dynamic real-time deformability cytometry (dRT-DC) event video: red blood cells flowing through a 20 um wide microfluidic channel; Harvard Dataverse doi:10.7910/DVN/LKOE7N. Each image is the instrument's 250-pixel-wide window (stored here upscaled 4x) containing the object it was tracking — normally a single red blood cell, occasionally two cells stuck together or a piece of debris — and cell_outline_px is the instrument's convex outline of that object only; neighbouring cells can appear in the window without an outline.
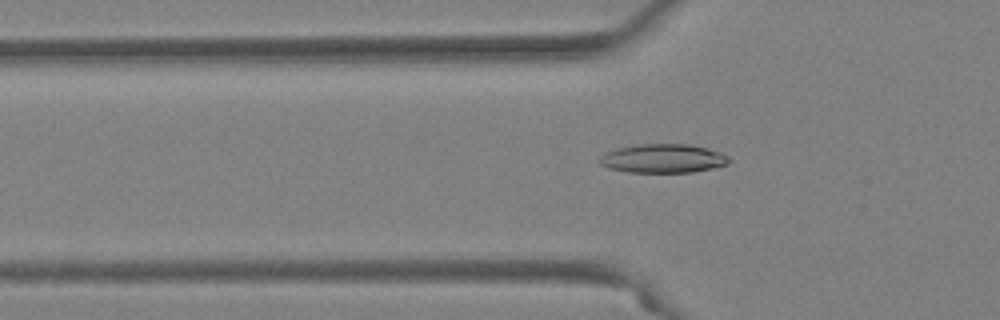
{"species": "Egyptian fruit bat (a non-hibernating species)", "species_latin": "Rousettus aegyptiacus", "temperature_condition": "warm", "stored_images_in_passage": 53, "camera_frame_rate_fps": 3000, "um_per_image_px": 0.085, "animal": {"sex": "female"}, "frame": {"image": 1, "passage_image": 19, "time_ms": 6.0, "image_size_px": [1000, 320], "cell_outline_px": [[732, 160], [728, 164], [712, 168], [692, 172], [628, 172], [608, 168], [600, 164], [600, 156], [616, 148], [640, 144], [688, 144], [708, 148], [720, 152], [728, 156]], "centroid_in_image_um": [56.39, 13.47], "position_along_channel_um": 69.4, "area_um2": 21.73}}
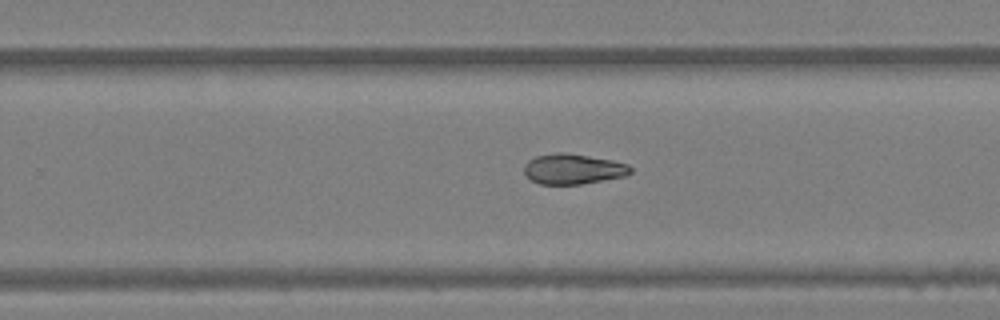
{"frame": {"image": 2, "passage_image": 35, "time_ms": 11.333, "image_size_px": [1000, 320], "cell_outline_px": [[632, 172], [628, 176], [580, 184], [540, 184], [532, 180], [524, 172], [524, 164], [528, 160], [536, 156], [556, 152], [564, 152], [612, 160], [628, 164], [632, 168]], "centroid_in_image_um": [48.73, 14.36], "position_along_channel_um": 281.1, "area_um2": 18.84}}
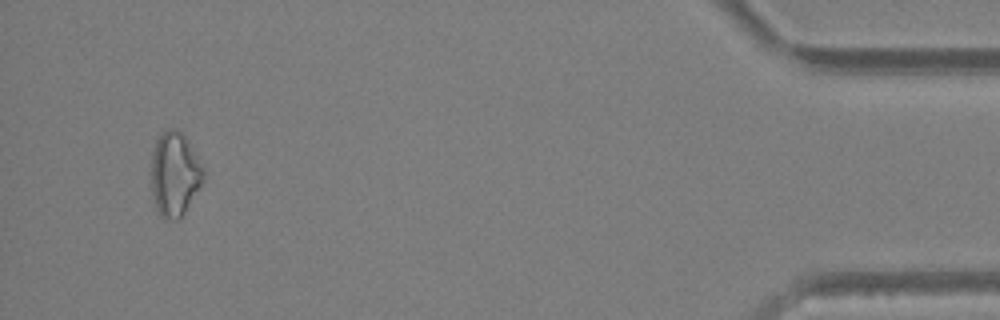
{"frame": {"image": 3, "passage_image": 51, "time_ms": 16.667, "image_size_px": [1000, 320], "cell_outline_px": [[204, 180], [180, 220], [164, 220], [160, 216], [156, 208], [152, 196], [152, 152], [156, 140], [160, 132], [164, 128], [176, 128], [184, 136], [204, 168]], "centroid_in_image_um": [14.83, 14.82], "position_along_channel_um": 420.4, "area_um2": 25.78}, "authors_computed_cell_mechanics": {"area_um2": 21.5016, "velocity_mm_per_s": 3.9873, "shape_relaxation_time_tau1_ms": 5.9976, "shape_relaxation_time_tau2_ms": null, "deformation_change_tau1": 0.1578, "deformation_change_tau2": null}}